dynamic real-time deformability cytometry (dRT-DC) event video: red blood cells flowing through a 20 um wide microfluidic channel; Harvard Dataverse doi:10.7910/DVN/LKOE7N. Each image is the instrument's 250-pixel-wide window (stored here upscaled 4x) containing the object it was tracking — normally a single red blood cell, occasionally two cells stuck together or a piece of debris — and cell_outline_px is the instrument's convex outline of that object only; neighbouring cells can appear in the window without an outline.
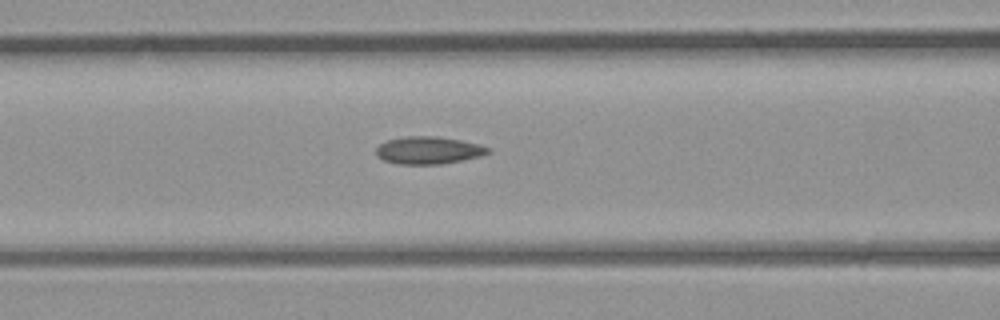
{"species": "common noctule bat (a hibernating species)", "species_latin": "Nyctalus noctula", "temperature_condition": "room temperature", "stored_images_in_passage": 6, "camera_frame_rate_fps": 3000, "um_per_image_px": 0.085, "animal": {"sex": "male", "body_mass_g": 23.1, "forearm_length_mm": 52.7}, "frame": {"image": 1, "passage_image": 6, "time_ms": 5.667, "image_size_px": [1000, 320], "cell_outline_px": [[492, 152], [480, 156], [440, 164], [400, 164], [384, 160], [376, 156], [376, 148], [380, 144], [388, 140], [404, 136], [436, 136], [460, 140], [480, 144], [492, 148]], "centroid_in_image_um": [36.44, 12.77], "position_along_channel_um": 130.2, "area_um2": 17.92}}